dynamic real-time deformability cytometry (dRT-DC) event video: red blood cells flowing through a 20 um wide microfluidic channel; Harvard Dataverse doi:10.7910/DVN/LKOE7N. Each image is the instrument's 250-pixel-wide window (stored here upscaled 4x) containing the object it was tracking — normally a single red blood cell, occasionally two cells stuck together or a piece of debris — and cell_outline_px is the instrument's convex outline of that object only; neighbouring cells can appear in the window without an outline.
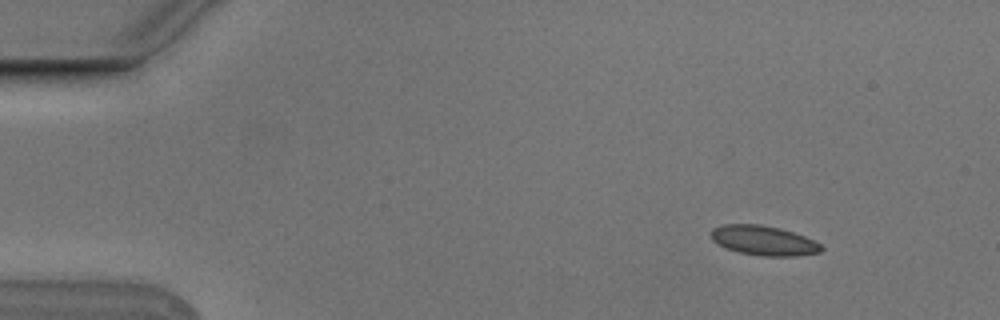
{"species": "Egyptian fruit bat (a non-hibernating species)", "species_latin": "Rousettus aegyptiacus", "temperature_condition": "cold", "stored_images_in_passage": 5, "camera_frame_rate_fps": 3000, "um_per_image_px": 0.085, "animal": {"sex": "male"}, "frame": {"image": 1, "passage_image": 2, "time_ms": 0.333, "image_size_px": [1000, 320], "cell_outline_px": [[824, 248], [820, 252], [800, 256], [764, 256], [740, 252], [724, 248], [716, 244], [708, 236], [708, 232], [712, 228], [724, 224], [760, 224], [780, 228], [804, 236], [820, 244]], "centroid_in_image_um": [64.84, 20.44], "position_along_channel_um": 20.2, "area_um2": 19.31}}
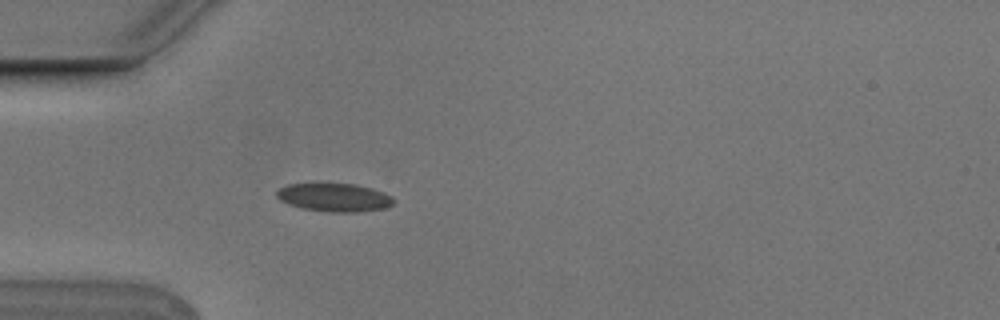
{"frame": {"image": 2, "passage_image": 5, "time_ms": 1.333, "image_size_px": [1000, 320], "cell_outline_px": [[396, 200], [392, 204], [384, 208], [356, 212], [328, 212], [300, 208], [288, 204], [280, 200], [276, 196], [276, 192], [280, 188], [288, 184], [356, 184], [372, 188], [384, 192], [392, 196]], "centroid_in_image_um": [28.42, 16.78], "position_along_channel_um": 56.6, "area_um2": 19.31}}